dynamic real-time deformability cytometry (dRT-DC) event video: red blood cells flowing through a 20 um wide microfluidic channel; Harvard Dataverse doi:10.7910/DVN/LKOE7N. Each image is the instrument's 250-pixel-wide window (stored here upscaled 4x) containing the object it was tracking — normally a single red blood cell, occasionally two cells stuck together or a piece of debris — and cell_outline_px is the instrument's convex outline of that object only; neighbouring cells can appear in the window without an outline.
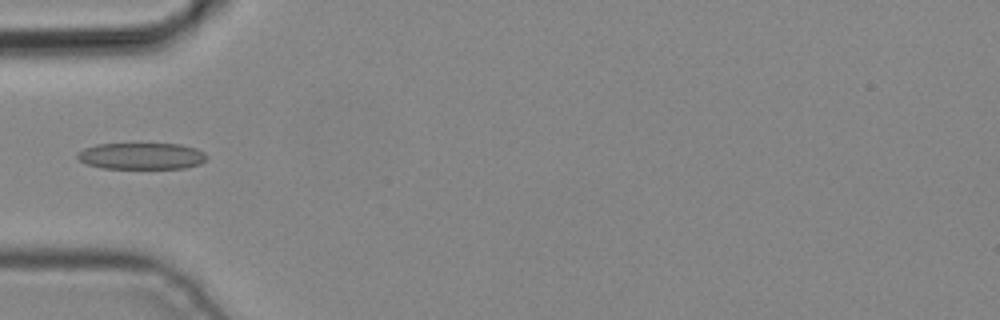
{"species": "common noctule bat (a hibernating species)", "species_latin": "Nyctalus noctula", "temperature_condition": "cold", "stored_images_in_passage": 5, "camera_frame_rate_fps": 3000, "um_per_image_px": 0.085, "animal": {"sex": "male", "body_mass_g": 19.2, "forearm_length_mm": 51.8}, "frame": {"image": 1, "passage_image": 4, "time_ms": 1.0, "image_size_px": [1000, 320], "cell_outline_px": [[208, 160], [200, 164], [184, 168], [100, 168], [84, 164], [76, 156], [76, 152], [84, 148], [96, 144], [180, 144], [196, 148], [204, 152], [208, 156]], "centroid_in_image_um": [12.02, 13.26], "position_along_channel_um": 73.0, "area_um2": 20.23}}
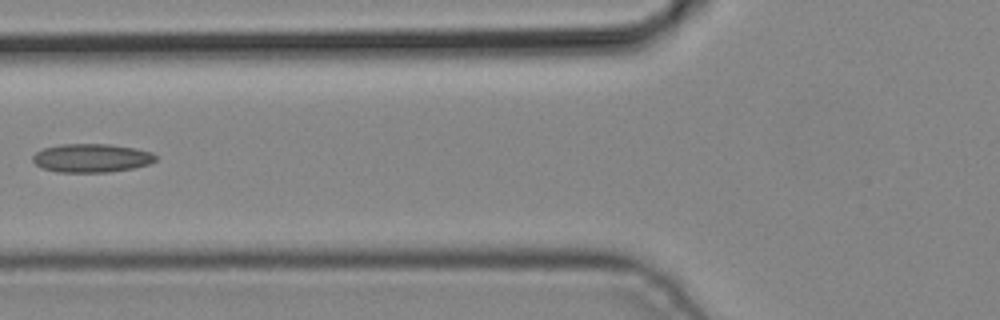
{"frame": {"image": 2, "passage_image": 5, "time_ms": 1.333, "image_size_px": [1000, 320], "cell_outline_px": [[156, 160], [148, 164], [132, 168], [108, 172], [56, 172], [40, 168], [32, 160], [32, 156], [36, 152], [44, 148], [60, 144], [108, 144], [132, 148], [152, 152], [156, 156]], "centroid_in_image_um": [7.73, 13.43], "position_along_channel_um": 118.1, "area_um2": 20.4}}